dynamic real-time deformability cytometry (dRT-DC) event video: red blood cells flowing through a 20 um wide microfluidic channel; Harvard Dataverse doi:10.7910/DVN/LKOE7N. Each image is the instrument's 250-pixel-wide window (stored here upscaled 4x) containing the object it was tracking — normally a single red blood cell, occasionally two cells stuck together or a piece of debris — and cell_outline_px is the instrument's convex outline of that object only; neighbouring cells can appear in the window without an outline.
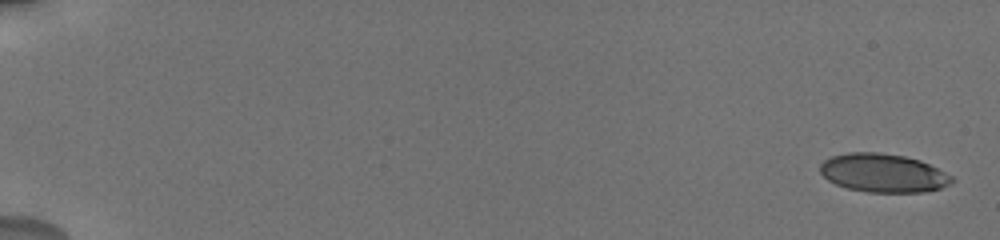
{"species": "human", "species_latin": "Homo sapiens", "temperature_condition": "cold", "stored_images_in_passage": 26, "camera_frame_rate_fps": 3000, "um_per_image_px": 0.085, "donor": {"sex": "male"}, "frame": {"image": 1, "passage_image": 1, "time_ms": 0.0, "image_size_px": [1000, 240], "cell_outline_px": [[956, 180], [940, 188], [924, 192], [868, 192], [848, 188], [836, 184], [828, 180], [820, 172], [820, 164], [824, 160], [832, 156], [848, 152], [880, 152], [904, 156], [920, 160], [952, 176]], "centroid_in_image_um": [75.06, 14.7], "position_along_channel_um": 9.9, "area_um2": 29.48}}
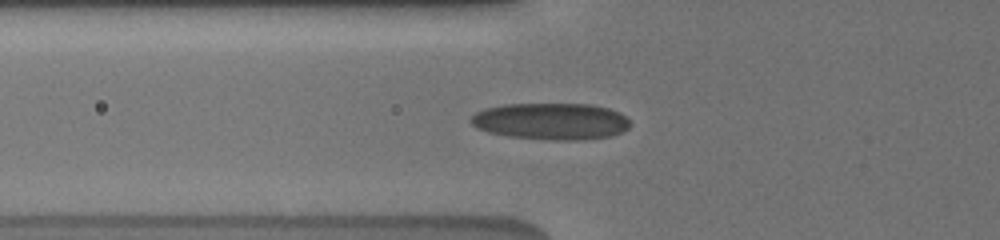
{"frame": {"image": 2, "passage_image": 17, "time_ms": 7.0, "image_size_px": [1000, 240], "cell_outline_px": [[632, 124], [628, 128], [612, 136], [580, 140], [556, 140], [508, 136], [488, 132], [476, 128], [468, 120], [476, 112], [484, 108], [504, 104], [592, 104], [608, 108], [620, 112]], "centroid_in_image_um": [46.83, 10.3], "position_along_channel_um": 79.0, "area_um2": 34.22}}
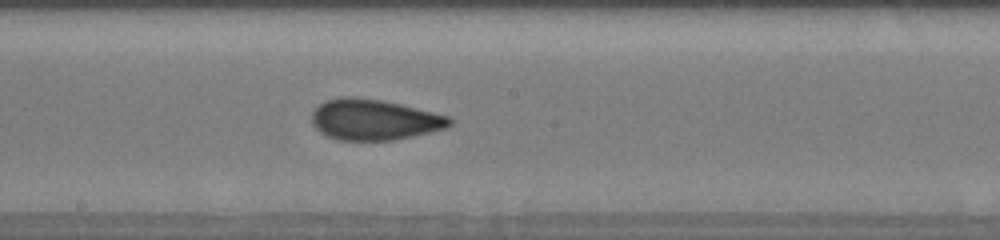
{"frame": {"image": 3, "passage_image": 26, "time_ms": 10.667, "image_size_px": [1000, 240], "cell_outline_px": [[452, 124], [448, 128], [432, 132], [392, 140], [336, 140], [320, 132], [312, 124], [312, 112], [324, 100], [340, 96], [356, 96], [380, 100], [400, 104], [448, 116], [452, 120]], "centroid_in_image_um": [31.78, 10.17], "position_along_channel_um": 216.4, "area_um2": 32.83}}